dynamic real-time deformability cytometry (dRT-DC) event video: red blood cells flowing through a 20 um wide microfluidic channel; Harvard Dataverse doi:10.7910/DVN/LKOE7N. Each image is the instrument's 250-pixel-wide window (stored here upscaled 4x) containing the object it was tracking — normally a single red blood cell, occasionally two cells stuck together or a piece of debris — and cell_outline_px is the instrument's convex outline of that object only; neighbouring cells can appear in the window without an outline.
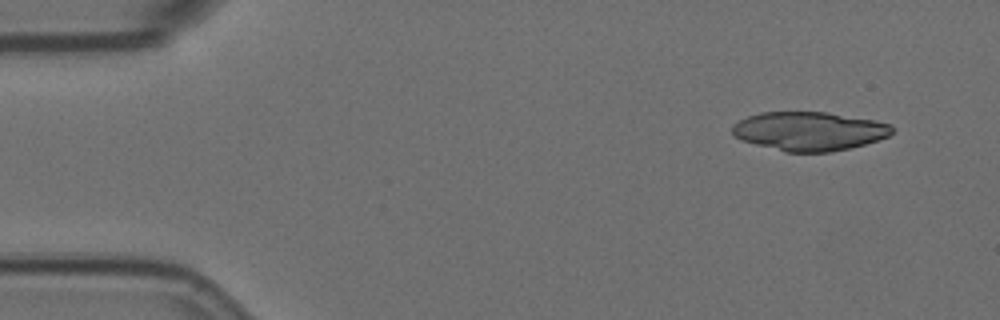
{"species": "Egyptian fruit bat (a non-hibernating species)", "species_latin": "Rousettus aegyptiacus", "temperature_condition": "room temperature", "stored_images_in_passage": 5, "camera_frame_rate_fps": 3000, "um_per_image_px": 0.085, "animal": {"sex": "female"}, "frame": {"image": 1, "passage_image": 1, "time_ms": 0.0, "image_size_px": [1000, 320], "cell_outline_px": [[892, 132], [888, 136], [864, 144], [848, 148], [828, 152], [784, 152], [740, 140], [732, 136], [732, 124], [748, 116], [760, 112], [828, 112], [872, 120], [892, 124]], "centroid_in_image_um": [68.72, 11.15], "position_along_channel_um": 16.3, "area_um2": 36.13}}